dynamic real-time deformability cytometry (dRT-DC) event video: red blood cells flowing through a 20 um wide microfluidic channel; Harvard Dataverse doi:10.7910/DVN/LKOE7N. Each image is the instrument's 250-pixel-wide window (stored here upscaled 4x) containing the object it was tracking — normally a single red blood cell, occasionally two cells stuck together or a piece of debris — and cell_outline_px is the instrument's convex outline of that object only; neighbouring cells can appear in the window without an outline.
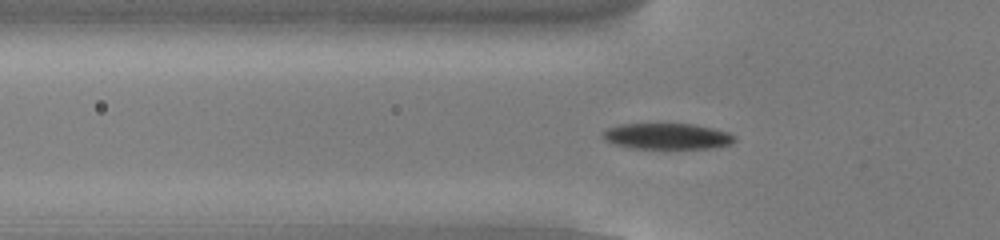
{"species": "common noctule bat (a hibernating species)", "species_latin": "Nyctalus noctula", "temperature_condition": "cold", "stored_images_in_passage": 53, "camera_frame_rate_fps": 3000, "um_per_image_px": 0.085, "animal": {"sex": "male", "body_mass_g": 13.0, "forearm_length_mm": 53.1}, "frame": {"image": 1, "passage_image": 17, "time_ms": 5.333, "image_size_px": [1000, 240], "cell_outline_px": [[736, 140], [732, 144], [708, 148], [632, 148], [616, 144], [604, 140], [600, 136], [600, 132], [608, 128], [620, 124], [696, 124], [728, 132], [736, 136]], "centroid_in_image_um": [56.69, 11.57], "position_along_channel_um": 69.1, "area_um2": 20.0}}
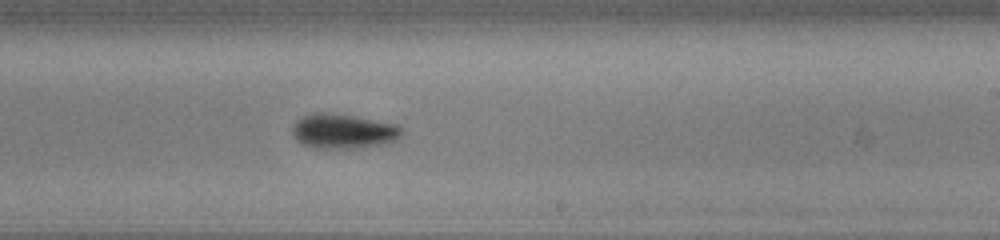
{"frame": {"image": 2, "passage_image": 32, "time_ms": 10.333, "image_size_px": [1000, 240], "cell_outline_px": [[404, 132], [396, 140], [384, 144], [356, 148], [312, 148], [296, 140], [292, 136], [292, 128], [296, 120], [312, 112], [320, 112], [352, 116], [396, 124], [404, 128]], "centroid_in_image_um": [29.17, 11.16], "position_along_channel_um": 259.8, "area_um2": 22.14}}
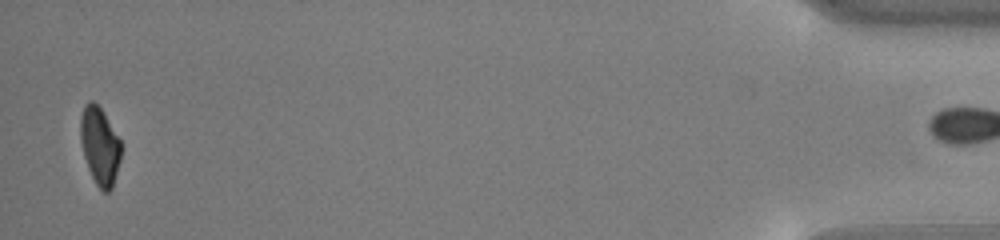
{"frame": {"image": 3, "passage_image": 52, "time_ms": 17.0, "image_size_px": [1000, 240], "cell_outline_px": [[120, 160], [112, 188], [108, 192], [104, 192], [96, 184], [88, 168], [84, 156], [80, 140], [80, 116], [84, 104], [88, 100], [92, 100], [100, 108], [120, 140]], "centroid_in_image_um": [8.45, 12.39], "position_along_channel_um": 426.7, "area_um2": 18.15}, "authors_computed_cell_mechanics": {"area_um2": 19.9988, "velocity_mm_per_s": 3.8334, "shape_relaxation_time_tau1_ms": 1.6943, "shape_relaxation_time_tau2_ms": 4.9267, "deformation_change_tau1": 0.1386, "deformation_change_tau2": 0.0936}}